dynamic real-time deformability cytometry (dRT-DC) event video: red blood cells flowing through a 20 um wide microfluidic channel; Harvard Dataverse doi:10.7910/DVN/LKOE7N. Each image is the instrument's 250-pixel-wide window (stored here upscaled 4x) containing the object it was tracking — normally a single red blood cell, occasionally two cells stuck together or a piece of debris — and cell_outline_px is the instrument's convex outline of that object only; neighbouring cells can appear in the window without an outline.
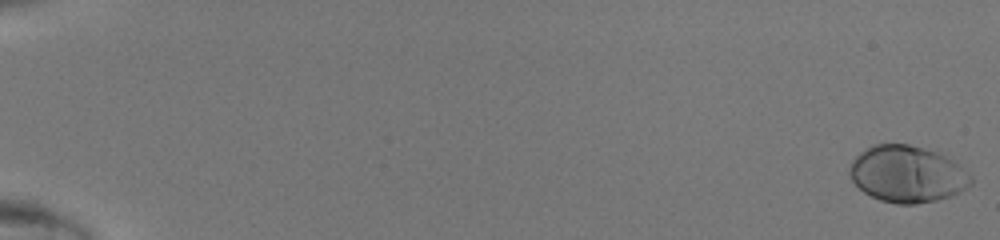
{"species": "human", "species_latin": "Homo sapiens", "temperature_condition": "room temperature", "stored_images_in_passage": 49, "camera_frame_rate_fps": 3000, "um_per_image_px": 0.085, "donor": {"sex": "male"}, "frame": {"image": 1, "passage_image": 1, "time_ms": 0.0, "image_size_px": [1000, 240], "cell_outline_px": [[972, 184], [960, 192], [952, 196], [936, 200], [916, 204], [896, 204], [880, 200], [864, 192], [852, 180], [848, 172], [852, 160], [860, 152], [872, 144], [908, 144], [944, 156], [952, 160], [972, 176]], "centroid_in_image_um": [77.09, 14.81], "position_along_channel_um": 7.9, "area_um2": 39.77}}
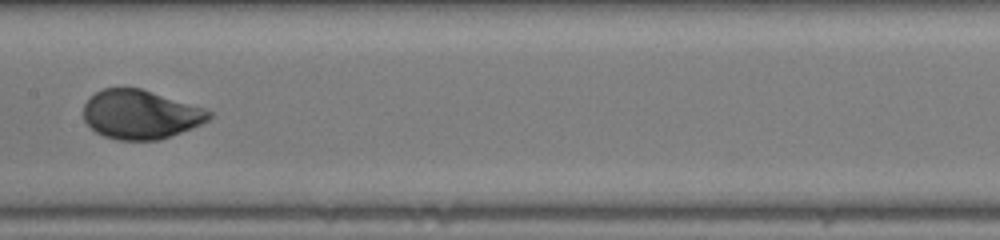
{"frame": {"image": 2, "passage_image": 28, "time_ms": 9.0, "image_size_px": [1000, 240], "cell_outline_px": [[212, 116], [208, 120], [192, 128], [160, 140], [116, 140], [104, 136], [96, 132], [84, 120], [84, 104], [96, 92], [104, 88], [140, 88], [204, 108], [212, 112]], "centroid_in_image_um": [11.94, 9.74], "position_along_channel_um": 195.5, "area_um2": 35.6}}
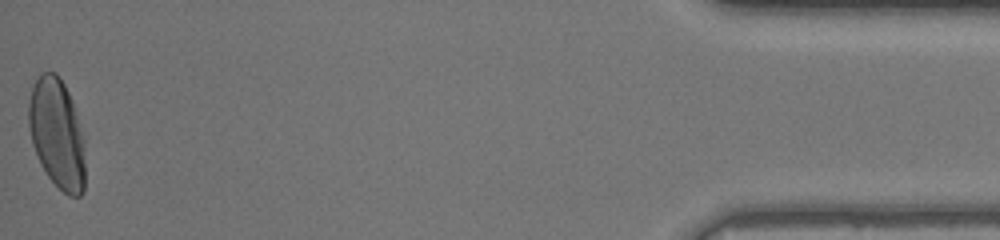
{"frame": {"image": 3, "passage_image": 49, "time_ms": 16.0, "image_size_px": [1000, 240], "cell_outline_px": [[84, 192], [80, 196], [68, 196], [48, 176], [40, 164], [32, 144], [28, 128], [28, 104], [32, 84], [40, 72], [56, 72], [60, 76], [72, 100], [84, 140]], "centroid_in_image_um": [4.82, 11.32], "position_along_channel_um": 430.4, "area_um2": 36.41}}